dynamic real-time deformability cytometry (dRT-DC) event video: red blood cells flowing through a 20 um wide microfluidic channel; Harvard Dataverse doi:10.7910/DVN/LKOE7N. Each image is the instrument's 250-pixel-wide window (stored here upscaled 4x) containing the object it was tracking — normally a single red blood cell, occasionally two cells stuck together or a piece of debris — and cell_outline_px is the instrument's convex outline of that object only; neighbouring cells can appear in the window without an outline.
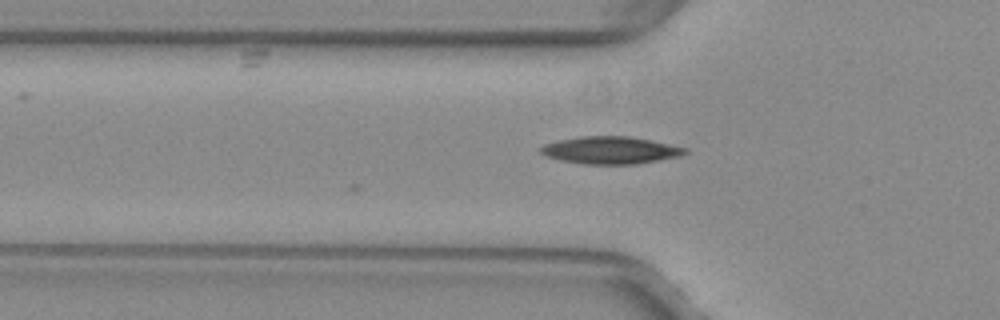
{"species": "common noctule bat (a hibernating species)", "species_latin": "Nyctalus noctula", "temperature_condition": "warm", "stored_images_in_passage": 2, "camera_frame_rate_fps": 3000, "um_per_image_px": 0.085, "animal": {"sex": "female", "body_mass_g": 29.2, "forearm_length_mm": 56.3}, "frame": {"image": 1, "passage_image": 2, "time_ms": 0.333, "image_size_px": [1000, 320], "cell_outline_px": [[688, 152], [680, 156], [660, 160], [636, 164], [580, 164], [560, 160], [548, 156], [540, 152], [540, 148], [544, 144], [560, 140], [580, 136], [628, 136], [688, 148]], "centroid_in_image_um": [51.89, 12.77], "position_along_channel_um": 73.9, "area_um2": 22.89}}